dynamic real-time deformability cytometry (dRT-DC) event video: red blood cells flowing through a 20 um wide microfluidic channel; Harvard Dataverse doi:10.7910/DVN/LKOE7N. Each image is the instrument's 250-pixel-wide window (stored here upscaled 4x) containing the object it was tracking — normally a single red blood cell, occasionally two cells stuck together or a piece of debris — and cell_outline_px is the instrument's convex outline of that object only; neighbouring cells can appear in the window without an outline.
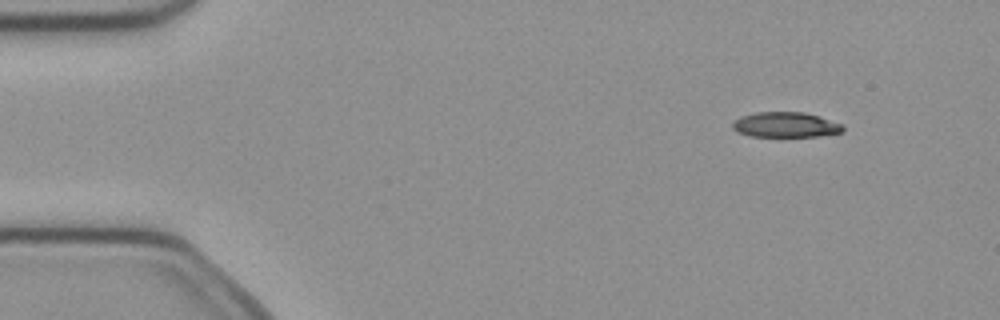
{"species": "common noctule bat (a hibernating species)", "species_latin": "Nyctalus noctula", "temperature_condition": "cold", "stored_images_in_passage": 6, "camera_frame_rate_fps": 3000, "um_per_image_px": 0.085, "animal": {"sex": "female", "body_mass_g": 21.9}, "frame": {"image": 1, "passage_image": 1, "time_ms": 0.0, "image_size_px": [1000, 320], "cell_outline_px": [[844, 132], [820, 136], [752, 136], [736, 132], [732, 128], [732, 124], [740, 116], [756, 112], [804, 112], [820, 116], [844, 124]], "centroid_in_image_um": [66.81, 10.6], "position_along_channel_um": 18.2, "area_um2": 16.36}}
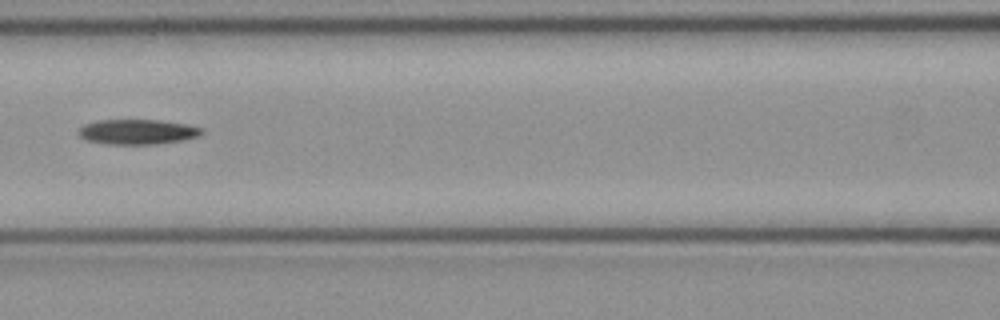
{"frame": {"image": 2, "passage_image": 6, "time_ms": 1.667, "image_size_px": [1000, 320], "cell_outline_px": [[204, 132], [200, 136], [180, 140], [156, 144], [108, 144], [88, 140], [80, 136], [76, 132], [84, 124], [96, 120], [160, 120], [188, 124], [204, 128]], "centroid_in_image_um": [11.71, 11.19], "position_along_channel_um": 154.9, "area_um2": 18.03}}